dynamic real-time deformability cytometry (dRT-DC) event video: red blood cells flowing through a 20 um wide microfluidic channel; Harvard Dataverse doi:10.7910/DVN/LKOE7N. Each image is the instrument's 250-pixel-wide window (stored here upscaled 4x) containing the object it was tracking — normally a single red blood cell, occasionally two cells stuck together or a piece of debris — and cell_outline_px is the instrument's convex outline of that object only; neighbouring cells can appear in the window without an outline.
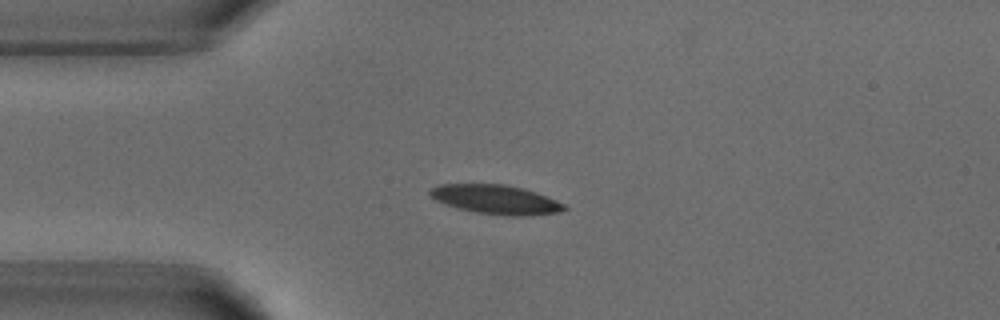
{"species": "common noctule bat (a hibernating species)", "species_latin": "Nyctalus noctula", "temperature_condition": "warm", "stored_images_in_passage": 4, "camera_frame_rate_fps": 3000, "um_per_image_px": 0.085, "animal": {"sex": "male", "body_mass_g": 18.8}, "frame": {"image": 1, "passage_image": 2, "time_ms": 2.0, "image_size_px": [1000, 320], "cell_outline_px": [[568, 208], [560, 212], [524, 216], [508, 216], [476, 212], [460, 208], [436, 200], [428, 196], [428, 192], [432, 188], [440, 184], [504, 184], [524, 188], [536, 192], [556, 200], [564, 204]], "centroid_in_image_um": [42.17, 16.95], "position_along_channel_um": 42.8, "area_um2": 22.72}}
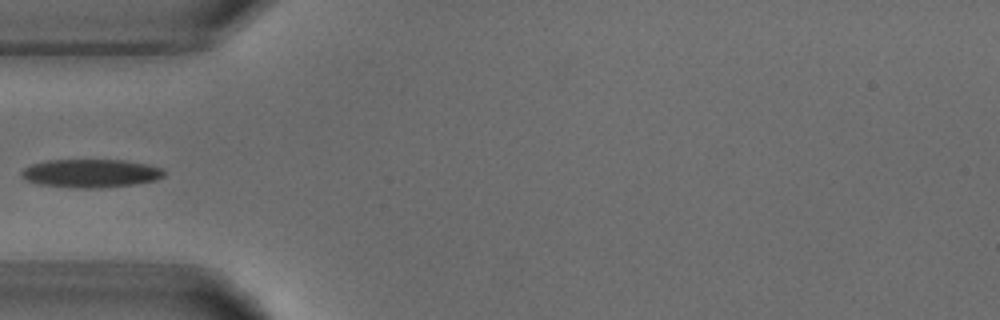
{"frame": {"image": 2, "passage_image": 3, "time_ms": 3.333, "image_size_px": [1000, 320], "cell_outline_px": [[164, 176], [156, 180], [136, 184], [100, 188], [72, 188], [40, 184], [28, 180], [20, 176], [20, 172], [24, 168], [32, 164], [48, 160], [124, 160], [148, 164], [160, 168], [164, 172]], "centroid_in_image_um": [7.72, 14.73], "position_along_channel_um": 77.3, "area_um2": 23.58}}